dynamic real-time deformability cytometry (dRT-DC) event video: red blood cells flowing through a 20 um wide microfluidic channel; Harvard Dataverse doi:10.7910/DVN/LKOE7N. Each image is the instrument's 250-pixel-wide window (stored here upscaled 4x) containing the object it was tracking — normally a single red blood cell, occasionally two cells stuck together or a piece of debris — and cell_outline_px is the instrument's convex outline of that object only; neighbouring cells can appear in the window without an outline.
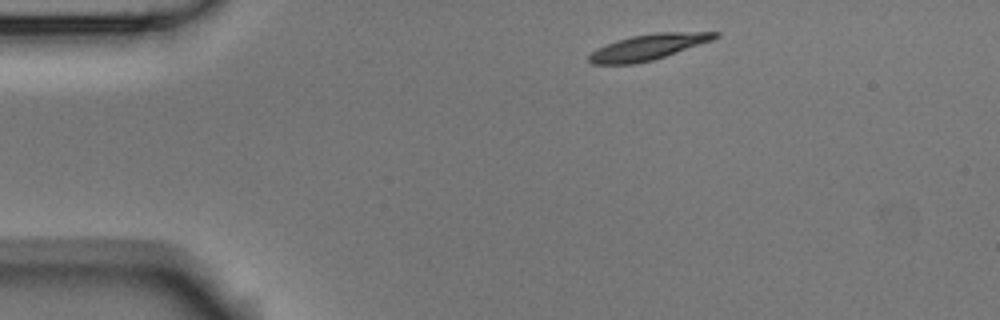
{"species": "Egyptian fruit bat (a non-hibernating species)", "species_latin": "Rousettus aegyptiacus", "temperature_condition": "room temperature", "stored_images_in_passage": 4, "camera_frame_rate_fps": 3000, "um_per_image_px": 0.085, "animal": {"sex": "male"}, "frame": {"image": 1, "passage_image": 1, "time_ms": 0.0, "image_size_px": [1000, 320], "cell_outline_px": [[720, 36], [712, 40], [652, 60], [636, 64], [592, 64], [588, 60], [588, 56], [596, 48], [616, 40], [632, 36], [656, 32], [720, 32]], "centroid_in_image_um": [55.06, 4.0], "position_along_channel_um": 29.9, "area_um2": 18.73}}
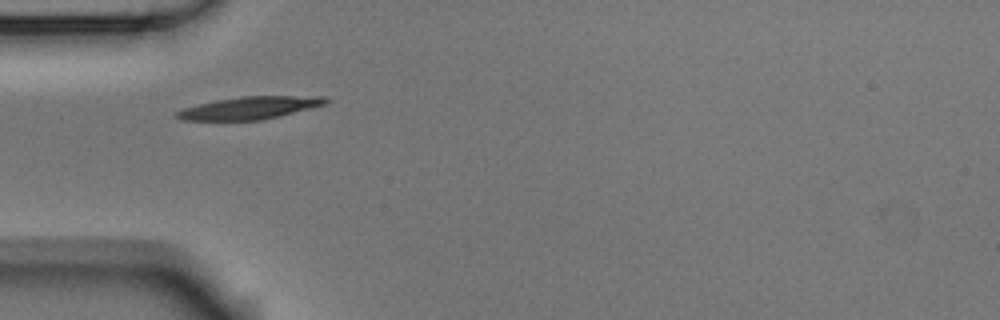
{"frame": {"image": 2, "passage_image": 3, "time_ms": 0.667, "image_size_px": [1000, 320], "cell_outline_px": [[332, 100], [324, 104], [280, 116], [264, 120], [180, 120], [176, 116], [176, 112], [184, 108], [216, 100], [240, 96], [328, 96]], "centroid_in_image_um": [21.27, 9.16], "position_along_channel_um": 63.7, "area_um2": 19.48}}
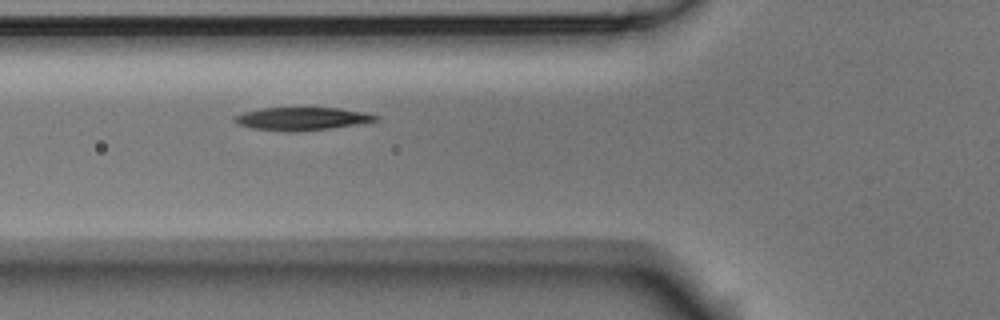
{"frame": {"image": 3, "passage_image": 4, "time_ms": 1.0, "image_size_px": [1000, 320], "cell_outline_px": [[380, 120], [372, 124], [296, 132], [284, 132], [248, 128], [236, 124], [232, 120], [232, 116], [244, 112], [260, 108], [340, 108], [368, 112], [380, 116]], "centroid_in_image_um": [25.75, 10.11], "position_along_channel_um": 100.0, "area_um2": 19.88}}